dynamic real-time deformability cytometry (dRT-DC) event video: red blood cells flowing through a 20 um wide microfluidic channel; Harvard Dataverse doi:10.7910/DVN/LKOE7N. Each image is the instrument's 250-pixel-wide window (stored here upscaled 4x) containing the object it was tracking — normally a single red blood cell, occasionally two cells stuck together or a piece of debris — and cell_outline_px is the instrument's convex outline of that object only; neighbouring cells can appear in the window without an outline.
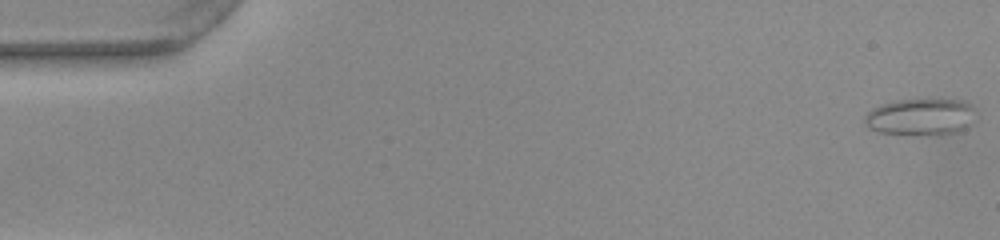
{"species": "common noctule bat (a hibernating species)", "species_latin": "Nyctalus noctula", "temperature_condition": "warm", "stored_images_in_passage": 52, "camera_frame_rate_fps": 3000, "um_per_image_px": 0.085, "animal": {"sex": "female", "body_mass_g": 22.0, "forearm_length_mm": 56.7}, "frame": {"image": 1, "passage_image": 1, "time_ms": 0.0, "image_size_px": [1000, 240], "cell_outline_px": [[972, 108], [968, 124], [964, 128], [956, 132], [940, 136], [924, 136], [880, 132], [868, 128], [864, 120], [864, 116], [872, 108], [880, 104], [900, 100], [960, 100], [968, 104]], "centroid_in_image_um": [78.15, 9.97], "position_along_channel_um": 6.8, "area_um2": 23.52}}
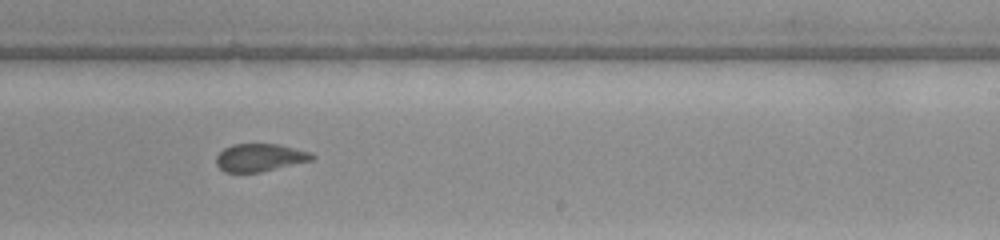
{"frame": {"image": 2, "passage_image": 32, "time_ms": 10.333, "image_size_px": [1000, 240], "cell_outline_px": [[316, 156], [312, 160], [260, 172], [224, 172], [216, 164], [216, 156], [224, 148], [232, 144], [280, 144], [312, 152]], "centroid_in_image_um": [22.1, 13.38], "position_along_channel_um": 266.9, "area_um2": 15.55}}
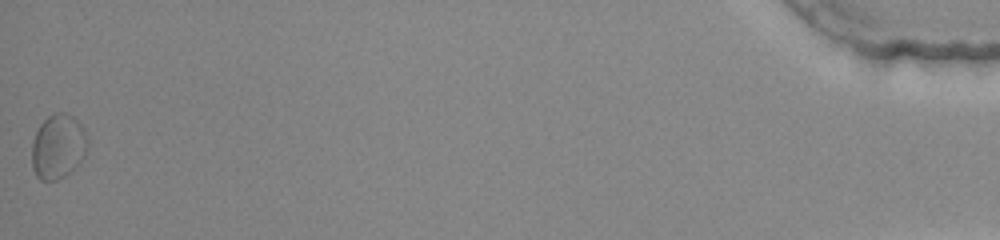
{"frame": {"image": 3, "passage_image": 52, "time_ms": 17.0, "image_size_px": [1000, 240], "cell_outline_px": [[88, 144], [80, 164], [64, 176], [56, 180], [40, 180], [36, 176], [32, 168], [32, 140], [40, 124], [52, 112], [64, 112], [72, 116], [80, 124], [88, 140]], "centroid_in_image_um": [4.92, 12.46], "position_along_channel_um": 430.3, "area_um2": 21.04}, "authors_computed_cell_mechanics": {"area_um2": 16.1262, "velocity_mm_per_s": 3.9529, "shape_relaxation_time_tau1_ms": 7.4564, "shape_relaxation_time_tau2_ms": 1.4713, "deformation_change_tau1": 0.148, "deformation_change_tau2": 0.0629}}